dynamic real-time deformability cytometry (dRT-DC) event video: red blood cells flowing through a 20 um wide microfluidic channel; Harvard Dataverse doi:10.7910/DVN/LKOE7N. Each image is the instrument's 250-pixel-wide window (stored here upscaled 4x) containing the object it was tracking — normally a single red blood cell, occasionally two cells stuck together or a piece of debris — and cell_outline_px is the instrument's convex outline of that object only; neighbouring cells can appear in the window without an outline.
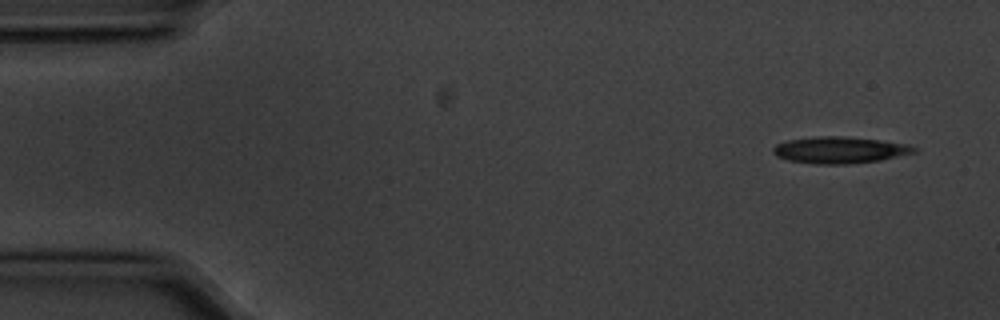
{"species": "common noctule bat (a hibernating species)", "species_latin": "Nyctalus noctula", "temperature_condition": "cold", "stored_images_in_passage": 4, "segment_of_instrument_passage": [2, 2], "camera_frame_rate_fps": 3000, "um_per_image_px": 0.085, "animal": {"sex": "male", "body_mass_g": 20.1, "forearm_length_mm": 53.5}, "frame": {"image": 1, "passage_image": 4, "time_ms": 1.0, "image_size_px": [1000, 320], "cell_outline_px": [[916, 152], [880, 160], [848, 164], [816, 164], [788, 160], [776, 156], [772, 152], [772, 148], [776, 144], [788, 140], [816, 136], [848, 136], [880, 140], [908, 144], [916, 148]], "centroid_in_image_um": [71.35, 12.74], "position_along_channel_um": 13.7, "area_um2": 21.91}}